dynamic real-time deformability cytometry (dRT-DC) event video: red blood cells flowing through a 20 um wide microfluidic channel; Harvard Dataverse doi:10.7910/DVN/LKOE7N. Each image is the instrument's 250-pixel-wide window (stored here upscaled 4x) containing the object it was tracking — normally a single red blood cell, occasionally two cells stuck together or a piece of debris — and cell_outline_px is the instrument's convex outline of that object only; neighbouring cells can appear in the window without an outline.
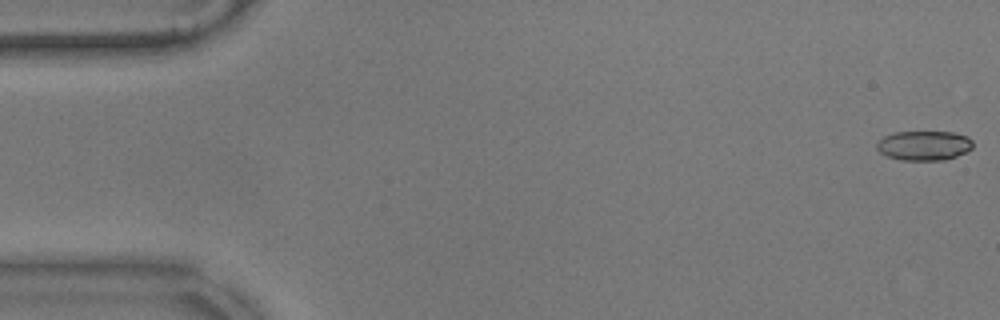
{"species": "common noctule bat (a hibernating species)", "species_latin": "Nyctalus noctula", "temperature_condition": "warm", "stored_images_in_passage": 57, "camera_frame_rate_fps": 3000, "um_per_image_px": 0.085, "animal": {"sex": "male", "body_mass_g": 17.9}, "frame": {"image": 1, "passage_image": 1, "time_ms": 0.0, "image_size_px": [1000, 320], "cell_outline_px": [[972, 148], [956, 156], [944, 160], [900, 160], [888, 156], [880, 152], [876, 148], [876, 144], [884, 136], [892, 132], [952, 132], [968, 136], [972, 140]], "centroid_in_image_um": [78.53, 12.36], "position_along_channel_um": 6.5, "area_um2": 16.53}}
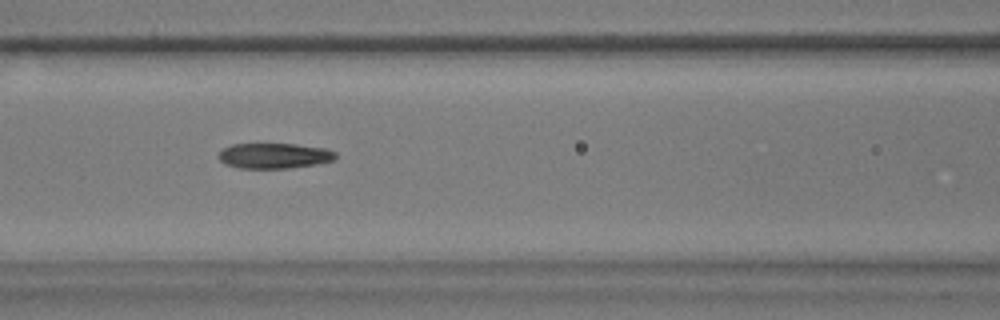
{"frame": {"image": 2, "passage_image": 24, "time_ms": 7.667, "image_size_px": [1000, 320], "cell_outline_px": [[336, 156], [332, 160], [316, 164], [288, 168], [236, 168], [224, 164], [216, 156], [224, 148], [232, 144], [296, 144], [324, 148], [336, 152]], "centroid_in_image_um": [23.26, 13.24], "position_along_channel_um": 143.3, "area_um2": 17.28}}
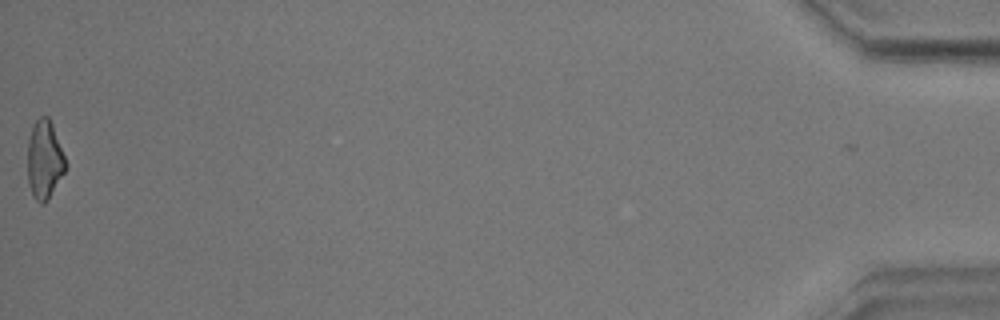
{"frame": {"image": 3, "passage_image": 57, "time_ms": 18.667, "image_size_px": [1000, 320], "cell_outline_px": [[68, 164], [64, 172], [48, 200], [44, 204], [40, 204], [32, 196], [28, 184], [28, 140], [32, 128], [36, 120], [40, 116], [48, 116], [52, 124]], "centroid_in_image_um": [3.78, 13.6], "position_along_channel_um": 431.4, "area_um2": 17.46}, "authors_computed_cell_mechanics": {"area_um2": 17.7446, "velocity_mm_per_s": 3.5521, "shape_relaxation_time_tau1_ms": 6.1081, "shape_relaxation_time_tau2_ms": 5.0661, "deformation_change_tau1": 0.2076, "deformation_change_tau2": 0.1219}}